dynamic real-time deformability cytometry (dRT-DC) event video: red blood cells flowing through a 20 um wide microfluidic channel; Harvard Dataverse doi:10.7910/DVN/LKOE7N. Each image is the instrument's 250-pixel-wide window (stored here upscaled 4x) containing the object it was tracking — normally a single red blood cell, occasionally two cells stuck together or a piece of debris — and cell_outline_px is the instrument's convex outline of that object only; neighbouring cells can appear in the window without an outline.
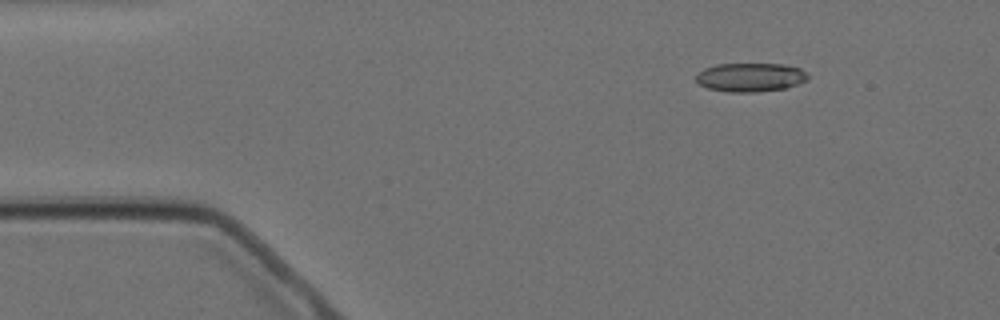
{"species": "Egyptian fruit bat (a non-hibernating species)", "species_latin": "Rousettus aegyptiacus", "temperature_condition": "cold", "stored_images_in_passage": 9, "camera_frame_rate_fps": 3000, "um_per_image_px": 0.085, "animal": {"sex": "female"}, "frame": {"image": 1, "passage_image": 1, "time_ms": 0.0, "image_size_px": [1000, 320], "cell_outline_px": [[808, 80], [788, 88], [756, 92], [728, 92], [708, 88], [700, 84], [696, 80], [696, 76], [704, 68], [716, 64], [784, 64], [800, 68], [808, 76]], "centroid_in_image_um": [63.8, 6.57], "position_along_channel_um": 21.2, "area_um2": 18.79}}
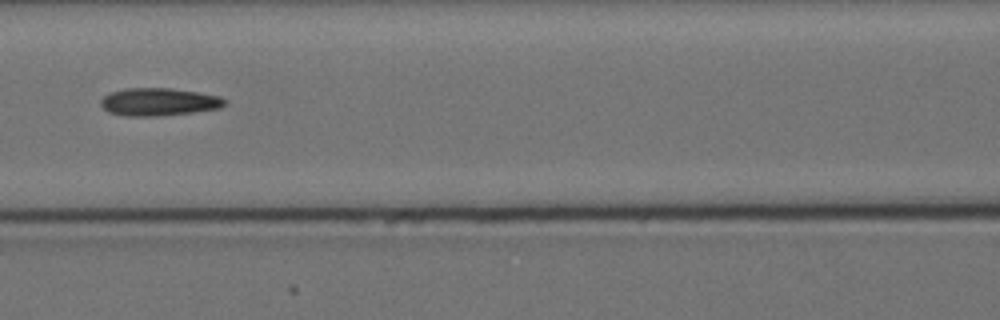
{"frame": {"image": 2, "passage_image": 6, "time_ms": 5.667, "image_size_px": [1000, 320], "cell_outline_px": [[228, 104], [220, 108], [192, 112], [156, 116], [124, 116], [108, 112], [100, 104], [100, 100], [104, 96], [112, 92], [128, 88], [172, 88], [220, 96], [228, 100]], "centroid_in_image_um": [13.52, 8.66], "position_along_channel_um": 153.1, "area_um2": 20.06}}
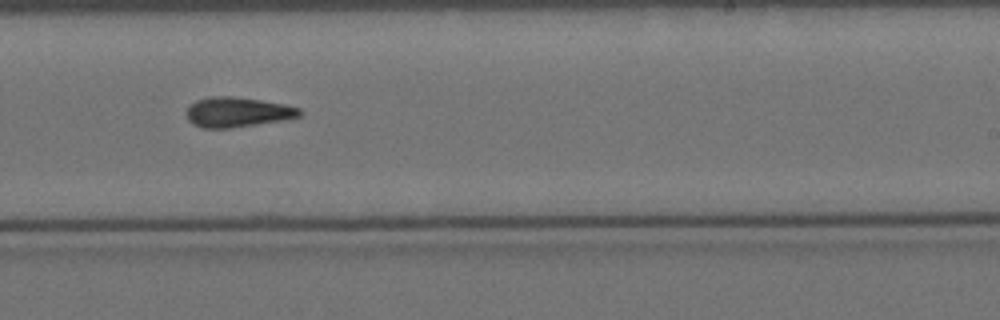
{"frame": {"image": 3, "passage_image": 9, "time_ms": 9.0, "image_size_px": [1000, 320], "cell_outline_px": [[304, 112], [300, 116], [280, 120], [232, 128], [200, 128], [192, 124], [188, 120], [184, 112], [188, 104], [196, 100], [212, 96], [232, 96], [260, 100], [284, 104], [300, 108]], "centroid_in_image_um": [20.11, 9.53], "position_along_channel_um": 268.9, "area_um2": 19.94}}